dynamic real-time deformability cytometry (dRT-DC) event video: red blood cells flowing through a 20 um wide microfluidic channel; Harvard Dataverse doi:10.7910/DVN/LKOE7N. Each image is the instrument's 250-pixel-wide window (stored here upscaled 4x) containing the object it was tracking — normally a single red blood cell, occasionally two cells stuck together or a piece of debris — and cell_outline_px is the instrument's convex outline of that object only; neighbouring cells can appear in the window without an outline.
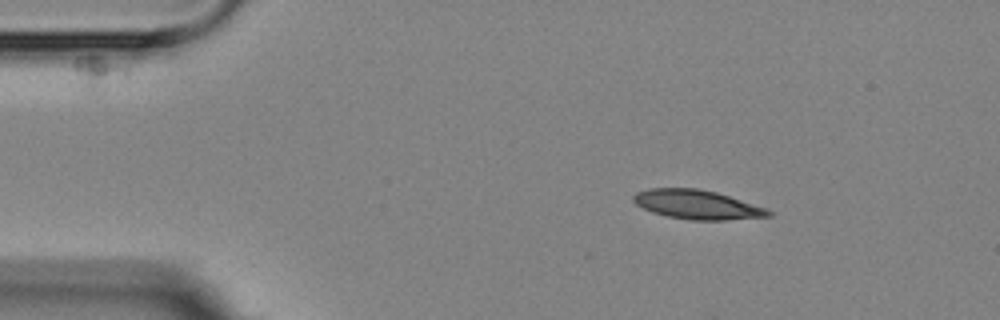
{"species": "Egyptian fruit bat (a non-hibernating species)", "species_latin": "Rousettus aegyptiacus", "temperature_condition": "room temperature", "stored_images_in_passage": 3, "camera_frame_rate_fps": 3000, "um_per_image_px": 0.085, "animal": {"sex": "female"}, "frame": {"image": 1, "passage_image": 1, "time_ms": 0.0, "image_size_px": [1000, 320], "cell_outline_px": [[772, 216], [728, 220], [692, 220], [668, 216], [652, 212], [636, 204], [632, 200], [632, 196], [636, 192], [648, 188], [696, 188], [716, 192], [764, 208], [772, 212]], "centroid_in_image_um": [59.21, 17.39], "position_along_channel_um": 25.8, "area_um2": 22.72}}